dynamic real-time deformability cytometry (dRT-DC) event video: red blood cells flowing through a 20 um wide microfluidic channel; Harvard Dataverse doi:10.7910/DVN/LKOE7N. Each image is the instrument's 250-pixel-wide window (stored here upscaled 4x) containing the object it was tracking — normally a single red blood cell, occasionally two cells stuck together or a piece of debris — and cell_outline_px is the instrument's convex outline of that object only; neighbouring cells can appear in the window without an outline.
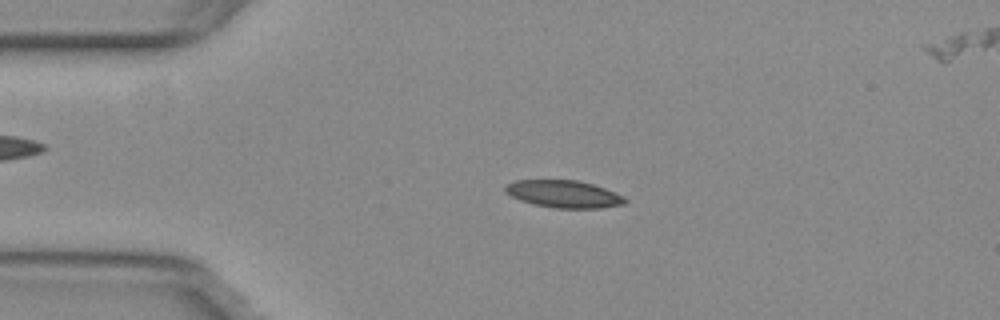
{"species": "common noctule bat (a hibernating species)", "species_latin": "Nyctalus noctula", "temperature_condition": "warm", "stored_images_in_passage": 54, "camera_frame_rate_fps": 3000, "um_per_image_px": 0.085, "animal": {"sex": "female", "body_mass_g": 29.2, "forearm_length_mm": 56.3}, "frame": {"image": 1, "passage_image": 11, "time_ms": 3.333, "image_size_px": [1000, 320], "cell_outline_px": [[628, 200], [624, 204], [600, 208], [556, 208], [532, 204], [520, 200], [504, 192], [504, 188], [512, 180], [576, 180], [592, 184], [616, 192], [624, 196]], "centroid_in_image_um": [47.92, 16.49], "position_along_channel_um": 37.1, "area_um2": 19.13}}
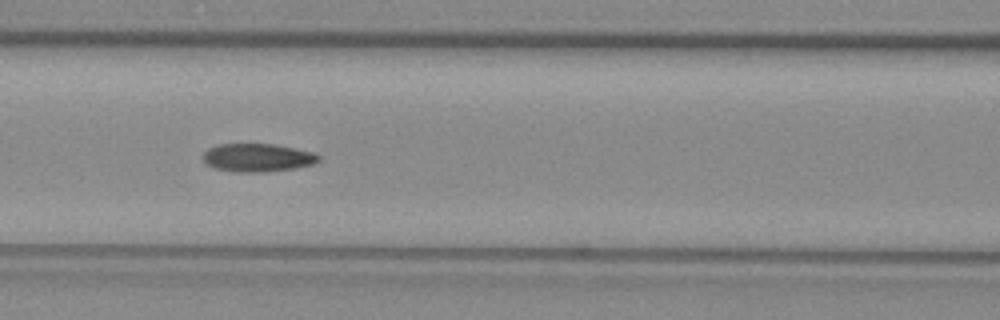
{"frame": {"image": 2, "passage_image": 22, "time_ms": 7.0, "image_size_px": [1000, 320], "cell_outline_px": [[320, 160], [312, 164], [292, 168], [264, 172], [236, 172], [216, 168], [208, 164], [200, 156], [208, 148], [216, 144], [272, 144], [316, 152], [320, 156]], "centroid_in_image_um": [21.88, 13.39], "position_along_channel_um": 144.7, "area_um2": 18.96}}
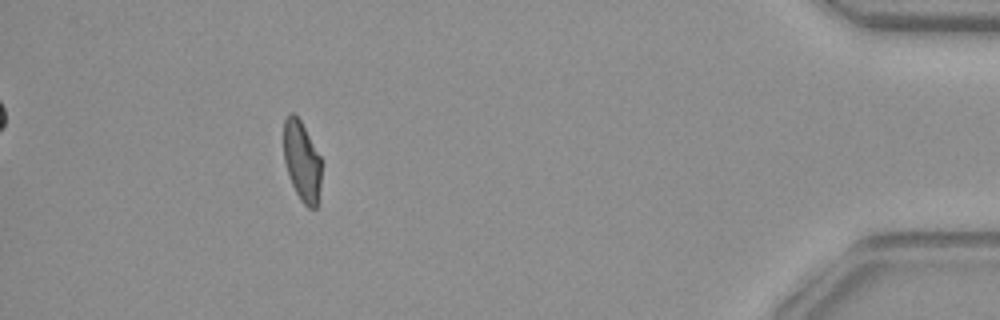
{"frame": {"image": 3, "passage_image": 48, "time_ms": 15.667, "image_size_px": [1000, 320], "cell_outline_px": [[320, 184], [316, 208], [308, 208], [300, 200], [292, 184], [284, 160], [284, 120], [292, 112], [300, 120], [320, 156]], "centroid_in_image_um": [25.65, 13.71], "position_along_channel_um": 409.5, "area_um2": 17.17}, "authors_computed_cell_mechanics": {"area_um2": 18.8428, "velocity_mm_per_s": 3.7965, "shape_relaxation_time_tau1_ms": null, "shape_relaxation_time_tau2_ms": 2.2804, "deformation_change_tau1": null, "deformation_change_tau2": 0.0774}}